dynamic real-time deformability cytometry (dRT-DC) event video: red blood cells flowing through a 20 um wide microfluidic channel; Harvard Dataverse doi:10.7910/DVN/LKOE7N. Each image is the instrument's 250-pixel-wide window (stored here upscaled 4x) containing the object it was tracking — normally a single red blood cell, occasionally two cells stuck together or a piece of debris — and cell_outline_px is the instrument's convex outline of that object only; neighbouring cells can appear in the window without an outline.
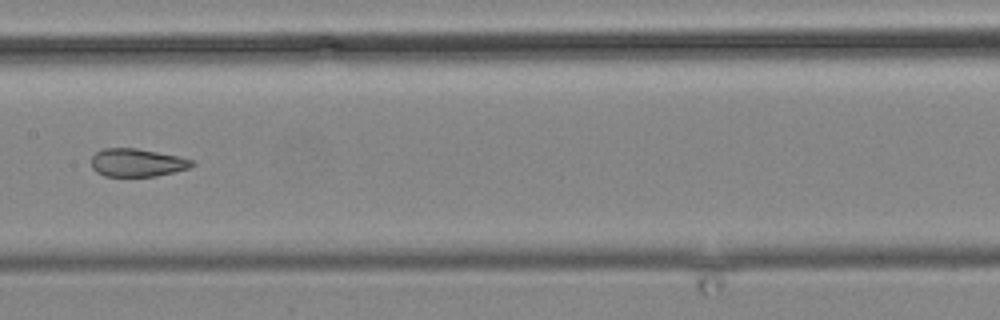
{"species": "common noctule bat (a hibernating species)", "species_latin": "Nyctalus noctula", "temperature_condition": "cold", "stored_images_in_passage": 13, "camera_frame_rate_fps": 3000, "um_per_image_px": 0.085, "animal": {"sex": "male", "body_mass_g": 19.2, "forearm_length_mm": 51.8}, "frame": {"image": 1, "passage_image": 13, "time_ms": 14.0, "image_size_px": [1000, 320], "cell_outline_px": [[196, 164], [188, 168], [156, 176], [104, 176], [96, 172], [92, 168], [92, 156], [96, 152], [104, 148], [136, 148], [180, 156], [192, 160]], "centroid_in_image_um": [11.64, 13.82], "position_along_channel_um": 195.8, "area_um2": 16.42}}